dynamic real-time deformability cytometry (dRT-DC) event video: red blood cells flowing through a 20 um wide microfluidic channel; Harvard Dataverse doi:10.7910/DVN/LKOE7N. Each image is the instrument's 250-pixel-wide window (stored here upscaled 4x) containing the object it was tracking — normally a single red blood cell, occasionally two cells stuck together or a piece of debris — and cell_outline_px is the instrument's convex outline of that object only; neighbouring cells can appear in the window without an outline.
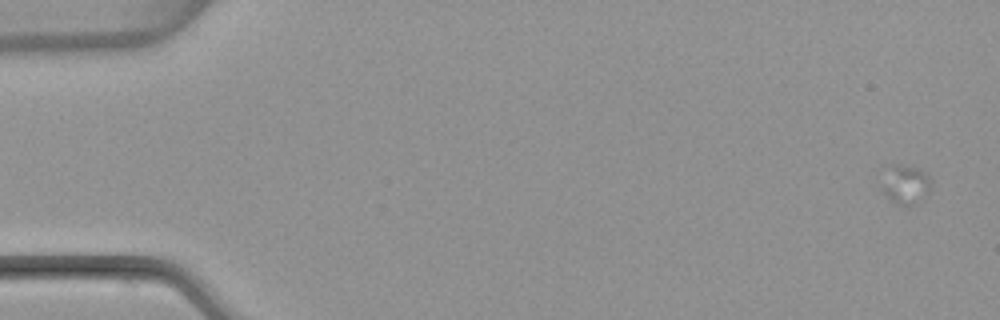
{"species": "common noctule bat (a hibernating species)", "species_latin": "Nyctalus noctula", "temperature_condition": "warm", "stored_images_in_passage": 20, "camera_frame_rate_fps": 3000, "um_per_image_px": 0.085, "animal": {"sex": "female", "body_mass_g": 22.7, "forearm_length_mm": 54.2}, "frame": {"image": 1, "passage_image": 4, "time_ms": 1.0, "image_size_px": [1000, 320], "cell_outline_px": [[932, 188], [916, 204], [908, 208], [896, 204], [880, 188], [888, 164], [900, 164], [920, 168], [932, 180]], "centroid_in_image_um": [76.98, 15.68], "position_along_channel_um": 8.0, "area_um2": 11.62}}